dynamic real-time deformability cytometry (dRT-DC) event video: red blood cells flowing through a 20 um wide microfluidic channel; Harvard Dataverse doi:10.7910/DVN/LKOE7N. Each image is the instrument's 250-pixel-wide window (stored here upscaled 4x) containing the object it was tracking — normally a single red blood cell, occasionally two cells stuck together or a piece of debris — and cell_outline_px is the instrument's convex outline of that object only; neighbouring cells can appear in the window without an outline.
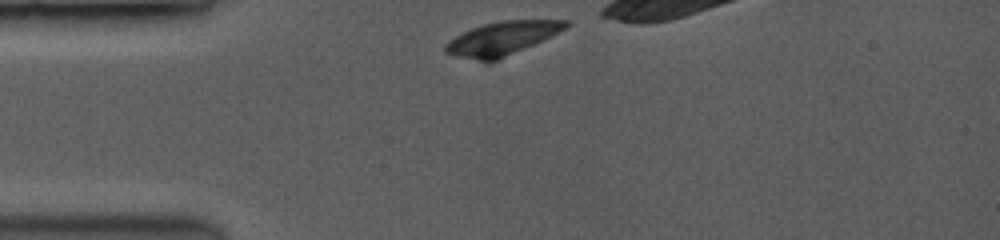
{"species": "common noctule bat (a hibernating species)", "species_latin": "Nyctalus noctula", "temperature_condition": "room temperature", "stored_images_in_passage": 15, "camera_frame_rate_fps": 3500, "um_per_image_px": 0.085, "animal": {"sex": "female", "body_mass_g": 19.0, "forearm_length_mm": 53.3}, "frame": {"image": 1, "passage_image": 1, "time_ms": 0.0, "image_size_px": [1000, 240], "cell_outline_px": [[568, 24], [564, 28], [532, 44], [496, 60], [480, 60], [460, 56], [444, 52], [444, 44], [456, 36], [472, 28], [484, 24], [500, 20], [568, 20]], "centroid_in_image_um": [42.61, 3.24], "position_along_channel_um": 42.4, "area_um2": 22.37}}
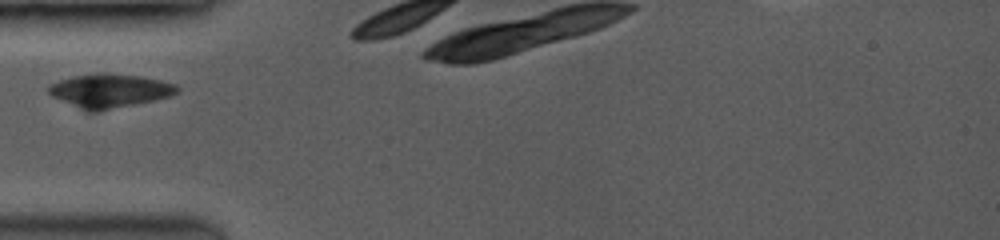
{"frame": {"image": 2, "passage_image": 5, "time_ms": 1.429, "image_size_px": [1000, 240], "cell_outline_px": [[180, 88], [176, 92], [168, 96], [152, 100], [96, 112], [88, 112], [52, 96], [48, 92], [48, 88], [52, 84], [60, 80], [72, 76], [96, 72], [100, 72], [140, 76], [160, 80], [176, 84]], "centroid_in_image_um": [9.29, 7.7], "position_along_channel_um": 75.7, "area_um2": 24.97}}
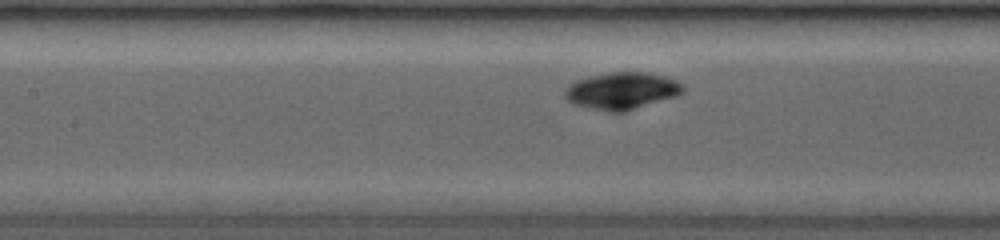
{"frame": {"image": 3, "passage_image": 11, "time_ms": 3.429, "image_size_px": [1000, 240], "cell_outline_px": [[684, 88], [676, 96], [620, 112], [612, 112], [580, 104], [568, 100], [564, 92], [576, 80], [608, 72], [648, 72], [664, 76], [676, 80]], "centroid_in_image_um": [52.89, 7.68], "position_along_channel_um": 154.5, "area_um2": 24.45}}